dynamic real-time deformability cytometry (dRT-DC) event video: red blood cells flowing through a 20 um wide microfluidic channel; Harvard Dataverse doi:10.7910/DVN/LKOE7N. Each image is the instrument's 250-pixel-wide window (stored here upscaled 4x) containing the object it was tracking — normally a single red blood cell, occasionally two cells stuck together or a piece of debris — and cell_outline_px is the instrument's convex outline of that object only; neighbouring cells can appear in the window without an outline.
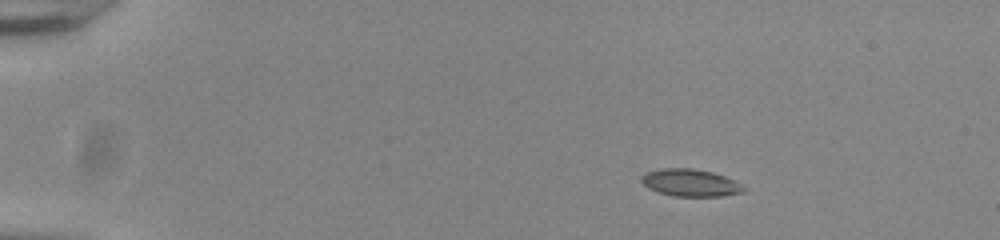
{"species": "common noctule bat (a hibernating species)", "species_latin": "Nyctalus noctula", "temperature_condition": "room temperature", "stored_images_in_passage": 54, "camera_frame_rate_fps": 3000, "um_per_image_px": 0.085, "animal": {"sex": "male", "body_mass_g": 20.0, "forearm_length_mm": 53.3}, "frame": {"image": 1, "passage_image": 9, "time_ms": 2.667, "image_size_px": [1000, 240], "cell_outline_px": [[748, 188], [744, 192], [720, 196], [672, 196], [648, 188], [640, 180], [640, 176], [648, 172], [660, 168], [692, 168], [712, 172], [724, 176]], "centroid_in_image_um": [58.68, 15.53], "position_along_channel_um": 26.3, "area_um2": 16.18}}
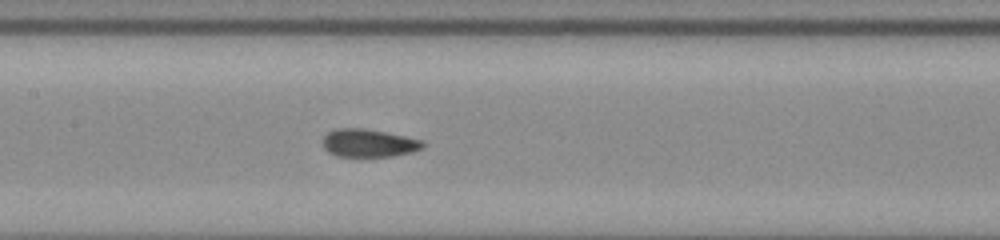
{"frame": {"image": 2, "passage_image": 28, "time_ms": 9.0, "image_size_px": [1000, 240], "cell_outline_px": [[424, 148], [412, 152], [392, 156], [336, 156], [328, 152], [324, 148], [320, 140], [328, 132], [336, 128], [364, 128], [388, 132], [424, 140]], "centroid_in_image_um": [31.33, 12.15], "position_along_channel_um": 176.1, "area_um2": 16.59}}
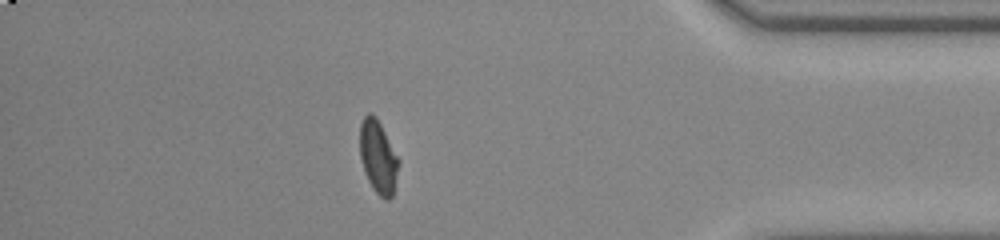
{"frame": {"image": 3, "passage_image": 48, "time_ms": 15.667, "image_size_px": [1000, 240], "cell_outline_px": [[400, 160], [392, 196], [388, 200], [384, 200], [372, 188], [364, 172], [360, 156], [360, 124], [364, 116], [368, 112], [372, 112], [376, 116]], "centroid_in_image_um": [32.13, 13.32], "position_along_channel_um": 403.1, "area_um2": 16.53}, "authors_computed_cell_mechanics": {"area_um2": 16.2707, "velocity_mm_per_s": 3.8763, "shape_relaxation_time_tau1_ms": null, "shape_relaxation_time_tau2_ms": 1.0224, "deformation_change_tau1": null, "deformation_change_tau2": 0.0489}}